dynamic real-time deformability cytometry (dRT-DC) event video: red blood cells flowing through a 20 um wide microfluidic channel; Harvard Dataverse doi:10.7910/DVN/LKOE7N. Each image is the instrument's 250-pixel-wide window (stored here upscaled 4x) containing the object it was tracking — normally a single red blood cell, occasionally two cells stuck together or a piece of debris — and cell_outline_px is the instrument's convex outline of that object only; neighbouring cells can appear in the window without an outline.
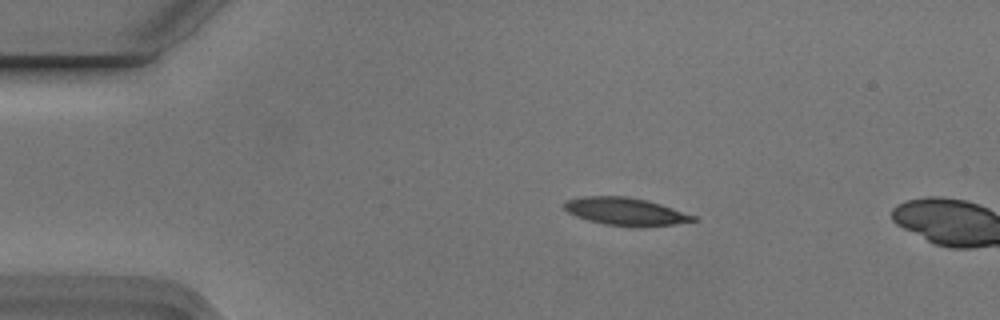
{"species": "Egyptian fruit bat (a non-hibernating species)", "species_latin": "Rousettus aegyptiacus", "temperature_condition": "cold", "stored_images_in_passage": 4, "camera_frame_rate_fps": 3000, "um_per_image_px": 0.085, "animal": {"sex": "male"}, "frame": {"image": 1, "passage_image": 3, "time_ms": 0.667, "image_size_px": [1000, 320], "cell_outline_px": [[700, 220], [676, 224], [640, 228], [636, 228], [604, 224], [588, 220], [576, 216], [568, 212], [564, 208], [564, 200], [584, 196], [624, 196], [644, 200], [660, 204], [696, 216]], "centroid_in_image_um": [53.18, 18.0], "position_along_channel_um": 31.8, "area_um2": 20.98}}